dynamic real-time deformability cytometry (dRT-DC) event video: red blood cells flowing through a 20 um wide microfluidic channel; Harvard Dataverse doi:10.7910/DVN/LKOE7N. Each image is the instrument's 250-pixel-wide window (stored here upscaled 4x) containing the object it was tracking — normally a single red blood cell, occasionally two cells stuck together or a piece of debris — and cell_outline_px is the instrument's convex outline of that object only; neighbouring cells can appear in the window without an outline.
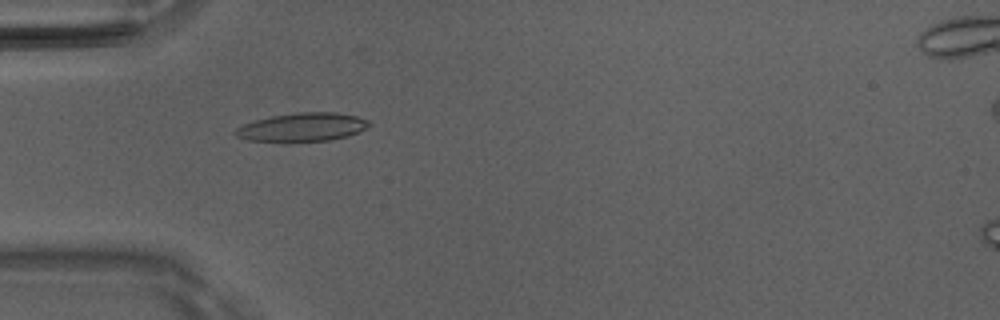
{"species": "Egyptian fruit bat (a non-hibernating species)", "species_latin": "Rousettus aegyptiacus", "temperature_condition": "room temperature", "stored_images_in_passage": 51, "camera_frame_rate_fps": 3000, "um_per_image_px": 0.085, "animal": {"sex": "male"}, "frame": {"image": 1, "passage_image": 16, "time_ms": 5.0, "image_size_px": [1000, 320], "cell_outline_px": [[372, 124], [360, 132], [348, 136], [328, 140], [288, 144], [248, 140], [236, 136], [232, 132], [236, 128], [244, 124], [256, 120], [272, 116], [300, 112], [336, 112], [356, 116], [368, 120]], "centroid_in_image_um": [25.68, 10.85], "position_along_channel_um": 59.3, "area_um2": 22.89}}
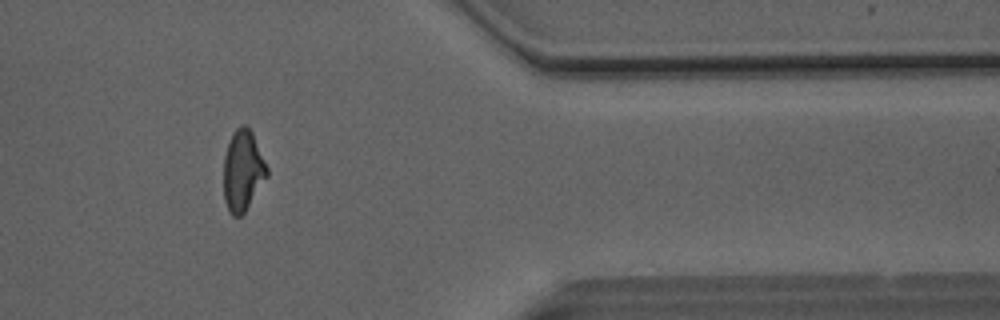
{"frame": {"image": 2, "passage_image": 42, "time_ms": 13.667, "image_size_px": [1000, 320], "cell_outline_px": [[268, 176], [244, 212], [240, 216], [232, 216], [228, 212], [224, 200], [224, 156], [232, 132], [240, 124], [244, 124], [252, 132], [268, 168]], "centroid_in_image_um": [20.63, 14.5], "position_along_channel_um": 390.8, "area_um2": 20.4}}
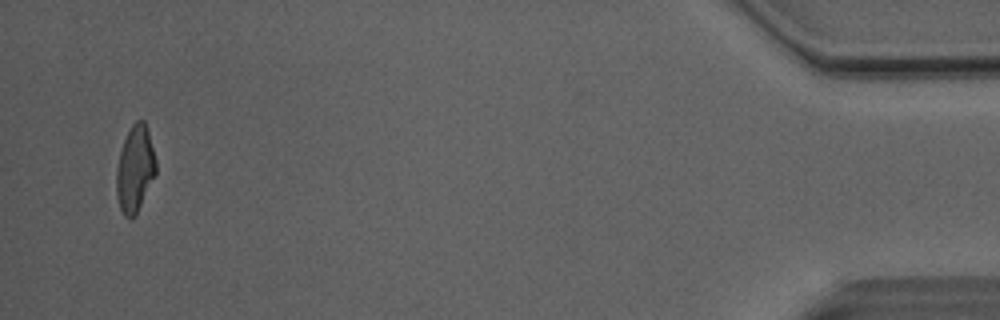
{"frame": {"image": 3, "passage_image": 49, "time_ms": 16.0, "image_size_px": [1000, 320], "cell_outline_px": [[156, 172], [136, 212], [128, 220], [124, 216], [120, 208], [116, 196], [116, 168], [120, 152], [124, 140], [132, 124], [136, 120], [144, 120], [148, 128], [156, 160]], "centroid_in_image_um": [11.46, 14.32], "position_along_channel_um": 423.7, "area_um2": 19.65}, "authors_computed_cell_mechanics": {"area_um2": 20.7502, "velocity_mm_per_s": 4.1138, "shape_relaxation_time_tau1_ms": 4.9998, "shape_relaxation_time_tau2_ms": 1.7659, "deformation_change_tau1": 0.1726, "deformation_change_tau2": 0.0906}}